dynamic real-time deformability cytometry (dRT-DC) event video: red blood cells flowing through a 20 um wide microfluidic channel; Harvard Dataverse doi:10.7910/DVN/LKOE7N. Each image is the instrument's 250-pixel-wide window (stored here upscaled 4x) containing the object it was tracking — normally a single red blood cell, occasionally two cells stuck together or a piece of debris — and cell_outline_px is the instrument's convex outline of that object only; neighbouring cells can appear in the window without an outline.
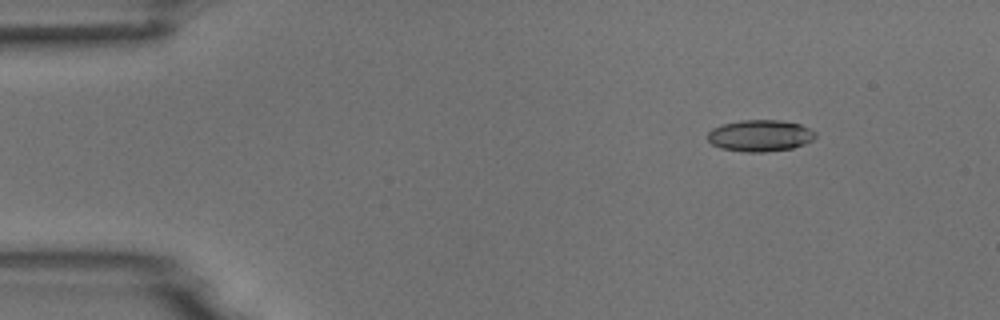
{"species": "common noctule bat (a hibernating species)", "species_latin": "Nyctalus noctula", "temperature_condition": "room temperature", "stored_images_in_passage": 5, "camera_frame_rate_fps": 3000, "um_per_image_px": 0.085, "animal": {"sex": "male", "body_mass_g": 18.8}, "frame": {"image": 1, "passage_image": 1, "time_ms": 0.0, "image_size_px": [1000, 320], "cell_outline_px": [[816, 136], [812, 140], [804, 144], [792, 148], [764, 152], [744, 152], [720, 148], [712, 144], [708, 140], [708, 132], [712, 128], [724, 124], [740, 120], [780, 120], [800, 124], [816, 132]], "centroid_in_image_um": [64.6, 11.53], "position_along_channel_um": 20.4, "area_um2": 19.83}}
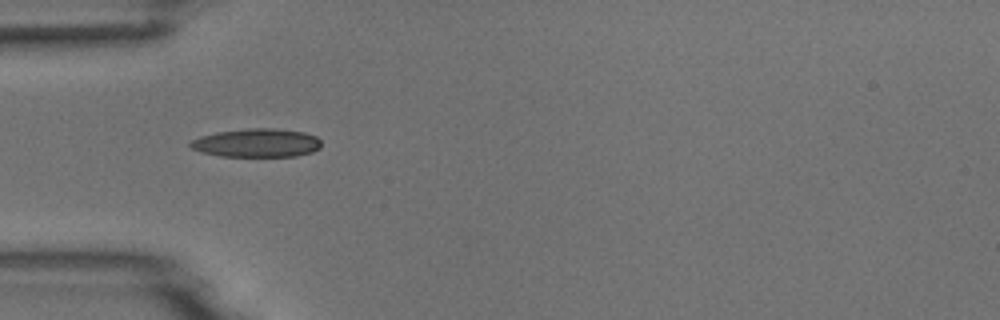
{"frame": {"image": 2, "passage_image": 4, "time_ms": 1.0, "image_size_px": [1000, 320], "cell_outline_px": [[320, 148], [312, 152], [296, 156], [220, 156], [200, 152], [192, 148], [188, 144], [192, 140], [200, 136], [216, 132], [248, 128], [272, 128], [304, 132], [316, 136], [320, 140]], "centroid_in_image_um": [21.81, 12.14], "position_along_channel_um": 63.2, "area_um2": 21.79}}